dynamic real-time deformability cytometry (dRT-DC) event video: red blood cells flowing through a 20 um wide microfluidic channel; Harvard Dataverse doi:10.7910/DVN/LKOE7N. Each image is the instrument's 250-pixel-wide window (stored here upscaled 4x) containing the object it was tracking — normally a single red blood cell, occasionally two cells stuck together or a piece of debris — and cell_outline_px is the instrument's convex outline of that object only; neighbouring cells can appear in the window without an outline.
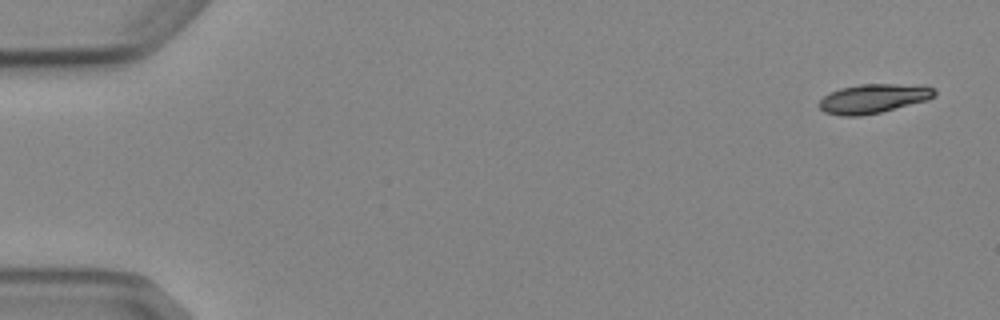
{"species": "Egyptian fruit bat (a non-hibernating species)", "species_latin": "Rousettus aegyptiacus", "temperature_condition": "cold", "stored_images_in_passage": 6, "camera_frame_rate_fps": 3000, "um_per_image_px": 0.085, "animal": {"sex": "female"}, "frame": {"image": 1, "passage_image": 1, "time_ms": 0.0, "image_size_px": [1000, 320], "cell_outline_px": [[936, 96], [928, 100], [880, 112], [860, 116], [840, 116], [824, 112], [816, 104], [828, 92], [840, 88], [860, 84], [920, 84], [936, 88]], "centroid_in_image_um": [74.25, 8.37], "position_along_channel_um": 10.8, "area_um2": 20.0}}
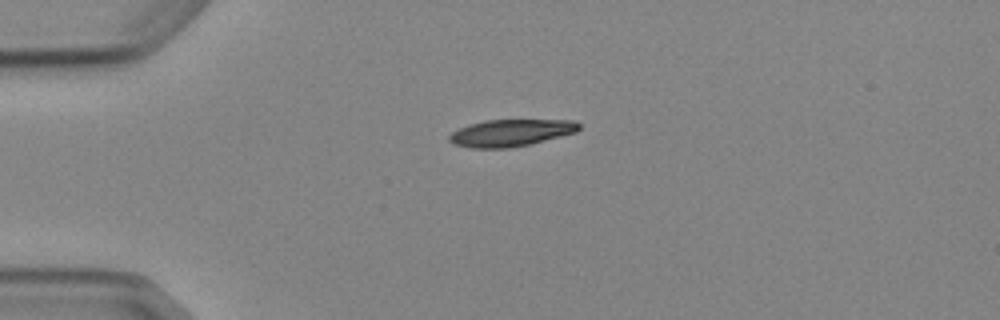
{"frame": {"image": 2, "passage_image": 4, "time_ms": 3.667, "image_size_px": [1000, 320], "cell_outline_px": [[580, 128], [576, 132], [528, 144], [508, 148], [472, 148], [452, 144], [448, 140], [448, 136], [452, 132], [468, 124], [484, 120], [576, 120], [580, 124]], "centroid_in_image_um": [43.38, 11.28], "position_along_channel_um": 41.6, "area_um2": 20.35}}
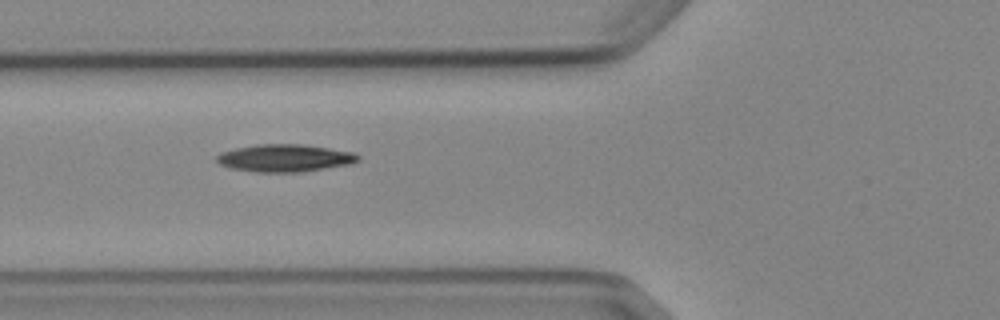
{"frame": {"image": 3, "passage_image": 6, "time_ms": 6.0, "image_size_px": [1000, 320], "cell_outline_px": [[360, 160], [352, 164], [300, 172], [256, 172], [232, 168], [220, 164], [216, 160], [216, 156], [220, 152], [236, 148], [256, 144], [304, 144], [356, 152], [360, 156]], "centroid_in_image_um": [24.25, 13.42], "position_along_channel_um": 101.5, "area_um2": 22.83}}